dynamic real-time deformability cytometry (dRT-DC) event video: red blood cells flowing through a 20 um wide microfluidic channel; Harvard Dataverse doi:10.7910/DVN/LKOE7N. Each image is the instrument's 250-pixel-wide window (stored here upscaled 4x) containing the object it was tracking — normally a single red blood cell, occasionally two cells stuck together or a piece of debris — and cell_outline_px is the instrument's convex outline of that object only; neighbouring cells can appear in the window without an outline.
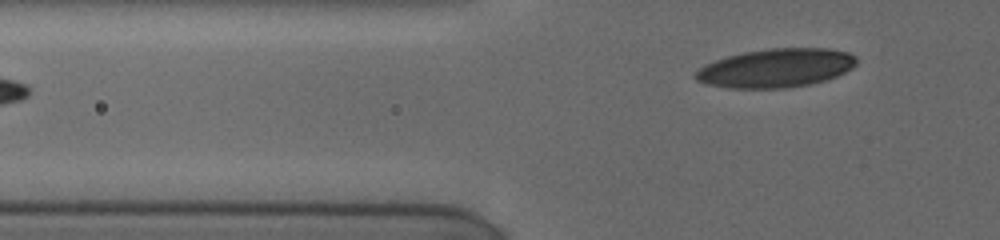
{"species": "human", "species_latin": "Homo sapiens", "temperature_condition": "cold", "stored_images_in_passage": 5, "segment_of_instrument_passage": [2, 2], "camera_frame_rate_fps": 3000, "um_per_image_px": 0.085, "donor": {"sex": "female"}, "frame": {"image": 1, "passage_image": 5, "time_ms": 4.667, "image_size_px": [1000, 240], "cell_outline_px": [[856, 64], [852, 68], [828, 80], [812, 84], [788, 88], [732, 88], [704, 84], [696, 80], [696, 72], [704, 64], [728, 56], [744, 52], [772, 48], [828, 48], [848, 52], [856, 56]], "centroid_in_image_um": [65.98, 5.79], "position_along_channel_um": 59.8, "area_um2": 36.41}}